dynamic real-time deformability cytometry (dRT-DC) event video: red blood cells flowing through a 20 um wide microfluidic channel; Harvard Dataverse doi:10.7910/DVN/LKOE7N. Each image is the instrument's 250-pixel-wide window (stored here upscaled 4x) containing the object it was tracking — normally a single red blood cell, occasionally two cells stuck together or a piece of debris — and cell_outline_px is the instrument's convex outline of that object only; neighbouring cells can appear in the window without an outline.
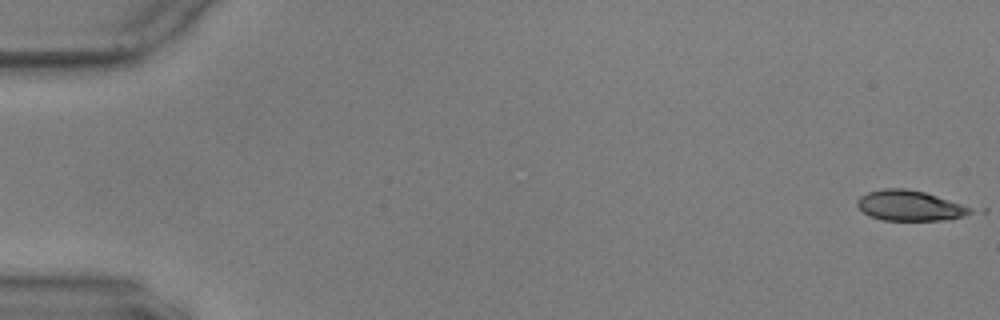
{"species": "common noctule bat (a hibernating species)", "species_latin": "Nyctalus noctula", "temperature_condition": "warm", "stored_images_in_passage": 7, "camera_frame_rate_fps": 3000, "um_per_image_px": 0.085, "animal": {"sex": "male", "body_mass_g": 17.9, "forearm_length_mm": 54.2}, "frame": {"image": 1, "passage_image": 1, "time_ms": 0.0, "image_size_px": [1000, 320], "cell_outline_px": [[972, 212], [964, 216], [952, 220], [884, 220], [868, 216], [856, 204], [856, 200], [860, 196], [868, 192], [884, 188], [904, 188], [924, 192], [972, 208]], "centroid_in_image_um": [77.29, 17.48], "position_along_channel_um": 7.7, "area_um2": 19.88}}